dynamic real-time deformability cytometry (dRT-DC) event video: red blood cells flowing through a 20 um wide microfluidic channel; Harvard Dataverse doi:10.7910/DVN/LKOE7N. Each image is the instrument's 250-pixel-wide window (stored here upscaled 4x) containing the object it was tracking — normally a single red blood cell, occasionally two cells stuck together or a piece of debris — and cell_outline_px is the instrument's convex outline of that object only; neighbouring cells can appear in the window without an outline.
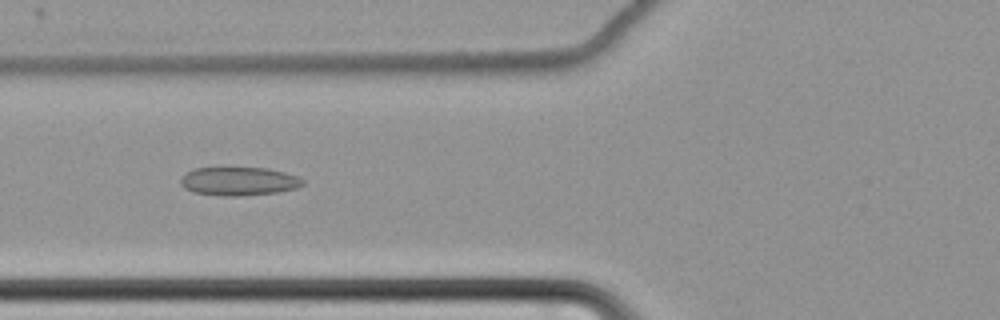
{"species": "common noctule bat (a hibernating species)", "species_latin": "Nyctalus noctula", "temperature_condition": "cold", "stored_images_in_passage": 64, "camera_frame_rate_fps": 3000, "um_per_image_px": 0.085, "animal": {"sex": "female", "body_mass_g": 22.7, "forearm_length_mm": 54.2}, "frame": {"image": 1, "passage_image": 28, "time_ms": 9.0, "image_size_px": [1000, 320], "cell_outline_px": [[304, 184], [296, 188], [276, 192], [244, 196], [224, 196], [192, 192], [184, 188], [180, 184], [180, 180], [188, 172], [196, 168], [268, 168], [284, 172], [296, 176], [304, 180]], "centroid_in_image_um": [20.3, 15.42], "position_along_channel_um": 105.5, "area_um2": 20.17}}
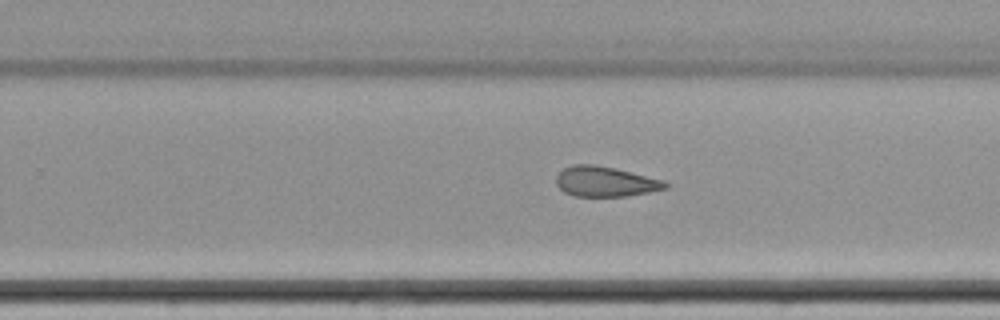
{"frame": {"image": 2, "passage_image": 43, "time_ms": 14.0, "image_size_px": [1000, 320], "cell_outline_px": [[672, 184], [668, 188], [628, 196], [572, 196], [564, 192], [556, 184], [556, 176], [564, 168], [572, 164], [592, 164], [616, 168], [664, 180]], "centroid_in_image_um": [51.48, 15.43], "position_along_channel_um": 278.3, "area_um2": 19.36}}
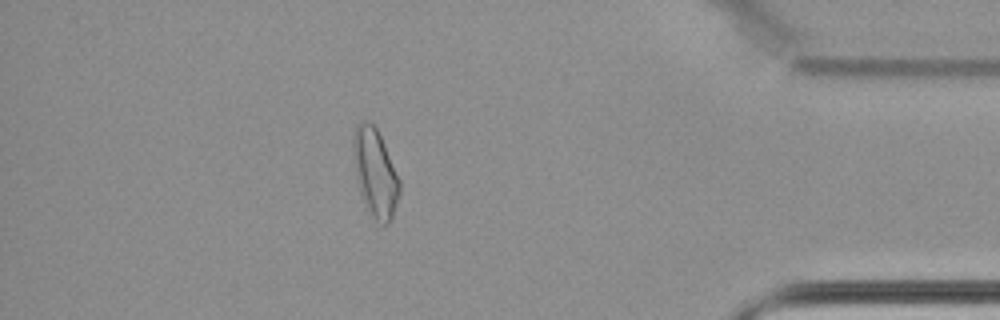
{"frame": {"image": 3, "passage_image": 57, "time_ms": 18.667, "image_size_px": [1000, 320], "cell_outline_px": [[400, 192], [392, 216], [388, 224], [384, 224], [376, 220], [372, 216], [360, 196], [356, 180], [352, 148], [352, 136], [356, 124], [360, 120], [368, 120], [376, 128], [380, 136], [400, 180]], "centroid_in_image_um": [31.85, 14.65], "position_along_channel_um": 403.4, "area_um2": 23.76}, "authors_computed_cell_mechanics": {"area_um2": 22.9466, "velocity_mm_per_s": 3.4665, "shape_relaxation_time_tau1_ms": null, "shape_relaxation_time_tau2_ms": 5.4496, "deformation_change_tau1": null, "deformation_change_tau2": 0.1227}}